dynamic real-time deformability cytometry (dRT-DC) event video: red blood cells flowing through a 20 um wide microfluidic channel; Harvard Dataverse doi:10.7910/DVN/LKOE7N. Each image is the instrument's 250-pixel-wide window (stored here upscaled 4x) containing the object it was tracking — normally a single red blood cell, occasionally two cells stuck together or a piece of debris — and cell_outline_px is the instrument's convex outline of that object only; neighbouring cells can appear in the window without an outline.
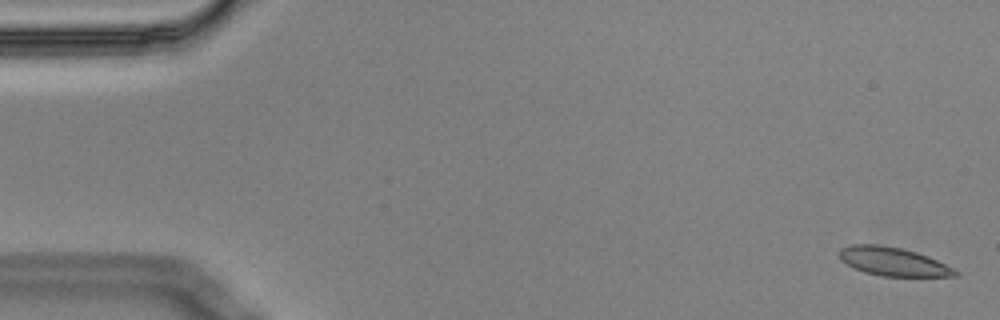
{"species": "Egyptian fruit bat (a non-hibernating species)", "species_latin": "Rousettus aegyptiacus", "temperature_condition": "cold", "stored_images_in_passage": 5, "camera_frame_rate_fps": 3000, "um_per_image_px": 0.085, "animal": {"sex": "male"}, "frame": {"image": 1, "passage_image": 1, "time_ms": 0.0, "image_size_px": [1000, 320], "cell_outline_px": [[960, 272], [956, 276], [880, 276], [864, 272], [840, 260], [840, 248], [852, 244], [880, 244], [900, 248], [916, 252], [928, 256]], "centroid_in_image_um": [75.89, 22.23], "position_along_channel_um": 9.1, "area_um2": 19.07}}
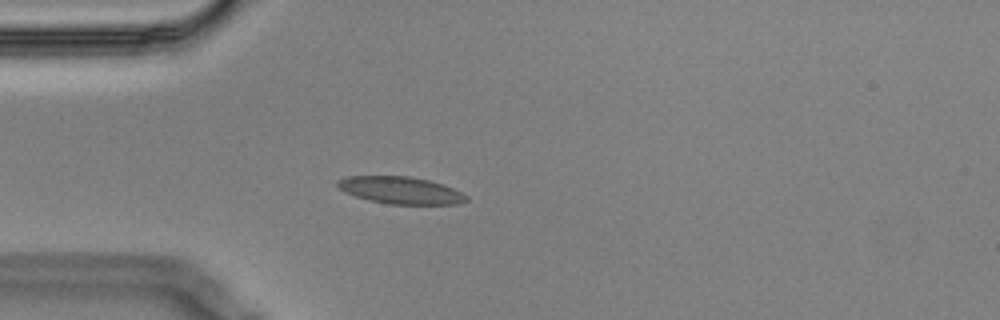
{"frame": {"image": 2, "passage_image": 5, "time_ms": 1.333, "image_size_px": [1000, 320], "cell_outline_px": [[468, 200], [460, 204], [388, 204], [368, 200], [344, 192], [336, 184], [336, 180], [348, 176], [408, 176], [428, 180], [452, 188], [468, 196]], "centroid_in_image_um": [34.03, 16.18], "position_along_channel_um": 51.0, "area_um2": 20.29}}